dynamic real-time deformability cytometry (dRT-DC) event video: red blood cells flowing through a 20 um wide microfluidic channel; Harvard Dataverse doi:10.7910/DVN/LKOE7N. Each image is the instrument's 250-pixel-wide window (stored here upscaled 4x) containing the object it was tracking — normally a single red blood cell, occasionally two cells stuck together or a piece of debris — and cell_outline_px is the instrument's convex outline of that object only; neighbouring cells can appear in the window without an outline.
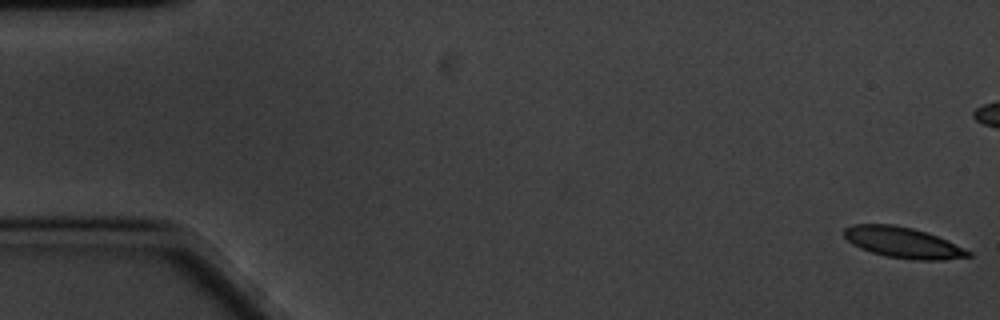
{"species": "common noctule bat (a hibernating species)", "species_latin": "Nyctalus noctula", "temperature_condition": "cold", "stored_images_in_passage": 17, "camera_frame_rate_fps": 3000, "um_per_image_px": 0.085, "animal": {"sex": "male", "body_mass_g": 20.1, "forearm_length_mm": 53.5}, "frame": {"image": 1, "passage_image": 1, "time_ms": 0.0, "image_size_px": [1000, 320], "cell_outline_px": [[972, 256], [944, 260], [912, 260], [884, 256], [860, 248], [852, 244], [844, 236], [844, 228], [852, 224], [892, 224], [912, 228], [928, 232], [948, 240], [972, 252]], "centroid_in_image_um": [76.77, 20.62], "position_along_channel_um": 8.2, "area_um2": 22.48}}